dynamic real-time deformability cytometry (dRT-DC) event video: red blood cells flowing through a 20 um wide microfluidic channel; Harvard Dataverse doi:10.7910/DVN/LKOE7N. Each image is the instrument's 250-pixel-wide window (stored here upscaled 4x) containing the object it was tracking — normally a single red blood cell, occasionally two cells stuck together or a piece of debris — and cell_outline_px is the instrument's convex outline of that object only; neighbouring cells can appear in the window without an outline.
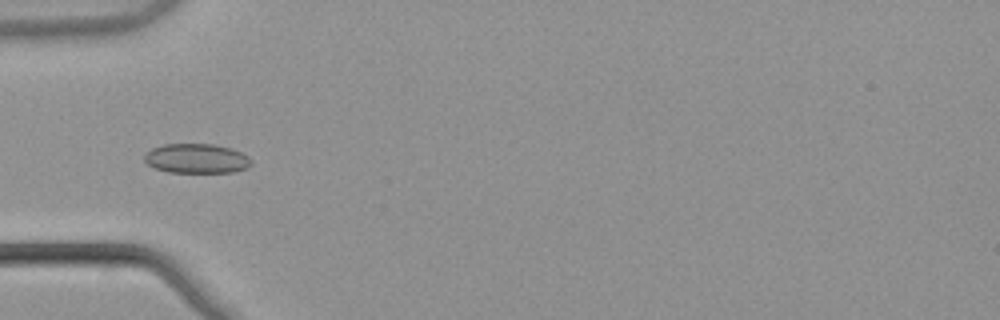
{"species": "common noctule bat (a hibernating species)", "species_latin": "Nyctalus noctula", "temperature_condition": "warm", "stored_images_in_passage": 37, "camera_frame_rate_fps": 3000, "um_per_image_px": 0.085, "animal": {"sex": "male", "body_mass_g": 21.5, "forearm_length_mm": 52.0}, "frame": {"image": 1, "passage_image": 1, "time_ms": 0.0, "image_size_px": [1000, 320], "cell_outline_px": [[252, 164], [248, 168], [232, 172], [168, 172], [156, 168], [148, 164], [144, 160], [144, 156], [152, 148], [164, 144], [212, 144], [232, 148], [248, 156], [252, 160]], "centroid_in_image_um": [16.74, 13.47], "position_along_channel_um": 68.3, "area_um2": 18.38}}
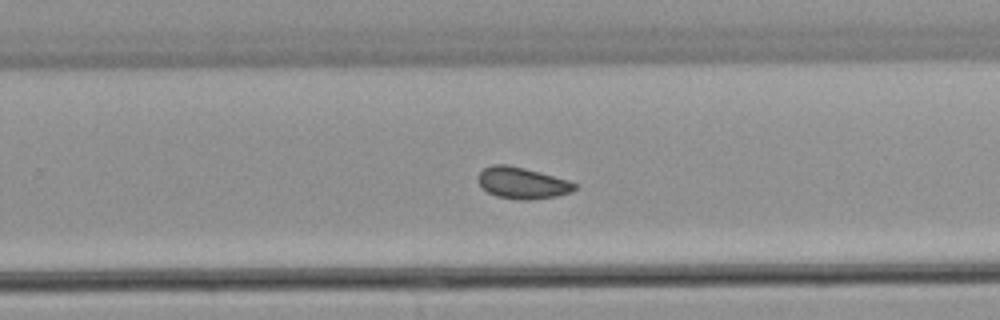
{"frame": {"image": 2, "passage_image": 18, "time_ms": 5.667, "image_size_px": [1000, 320], "cell_outline_px": [[576, 188], [572, 192], [556, 196], [532, 200], [520, 200], [496, 196], [488, 192], [480, 184], [476, 176], [484, 168], [492, 164], [504, 164], [524, 168], [540, 172], [568, 180], [576, 184]], "centroid_in_image_um": [44.39, 15.56], "position_along_channel_um": 285.4, "area_um2": 17.69}}
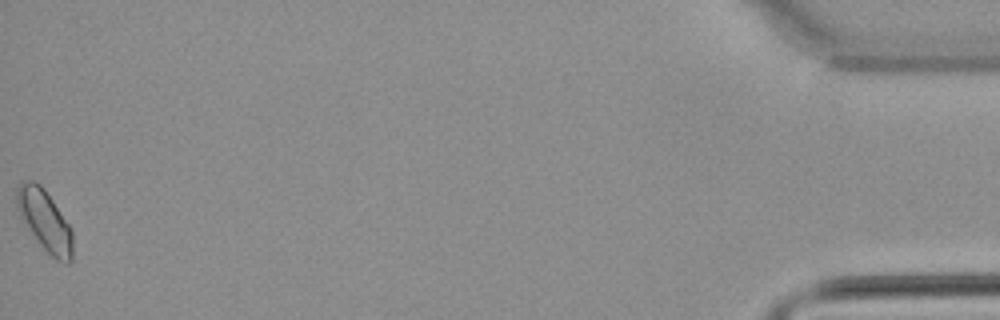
{"frame": {"image": 3, "passage_image": 37, "time_ms": 12.0, "image_size_px": [1000, 320], "cell_outline_px": [[72, 260], [68, 264], [56, 260], [40, 244], [28, 228], [20, 216], [16, 208], [16, 188], [20, 180], [32, 180], [40, 184], [44, 188], [72, 228]], "centroid_in_image_um": [3.79, 18.71], "position_along_channel_um": 431.4, "area_um2": 19.94}, "authors_computed_cell_mechanics": {"area_um2": 17.5712, "velocity_mm_per_s": 3.8471, "shape_relaxation_time_tau1_ms": null, "shape_relaxation_time_tau2_ms": 4.5715, "deformation_change_tau1": null, "deformation_change_tau2": 0.0777}}